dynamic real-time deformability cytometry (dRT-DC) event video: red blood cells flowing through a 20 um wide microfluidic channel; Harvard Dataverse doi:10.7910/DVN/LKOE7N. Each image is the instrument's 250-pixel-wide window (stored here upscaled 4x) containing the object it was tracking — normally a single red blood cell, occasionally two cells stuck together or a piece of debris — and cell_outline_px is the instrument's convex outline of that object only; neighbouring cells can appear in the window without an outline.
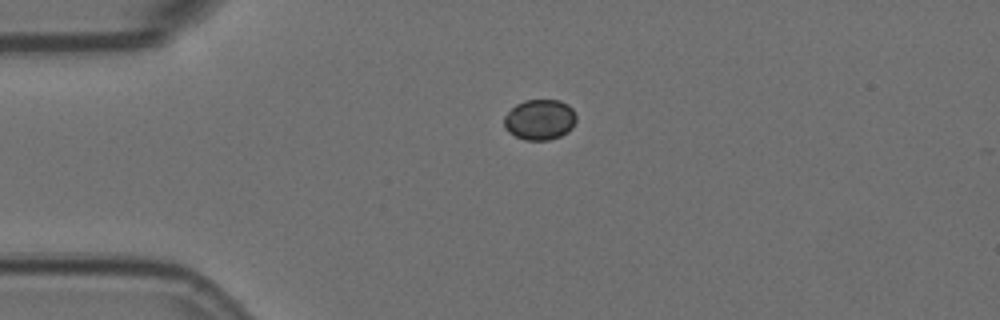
{"species": "Egyptian fruit bat (a non-hibernating species)", "species_latin": "Rousettus aegyptiacus", "temperature_condition": "room temperature", "stored_images_in_passage": 43, "camera_frame_rate_fps": 3000, "um_per_image_px": 0.085, "animal": {"sex": "female"}, "frame": {"image": 1, "passage_image": 1, "time_ms": 0.0, "image_size_px": [1000, 320], "cell_outline_px": [[576, 120], [572, 128], [568, 132], [560, 136], [548, 140], [524, 140], [508, 132], [504, 128], [504, 116], [516, 104], [524, 100], [560, 100], [568, 104], [572, 108], [576, 116]], "centroid_in_image_um": [45.88, 10.17], "position_along_channel_um": 39.1, "area_um2": 17.17}}
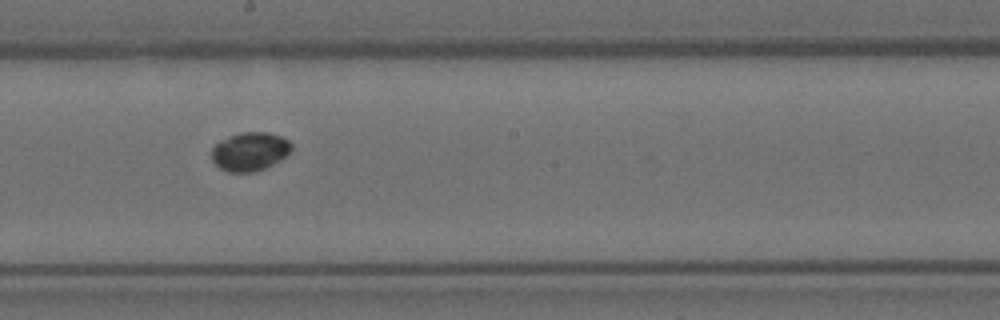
{"frame": {"image": 2, "passage_image": 19, "time_ms": 6.0, "image_size_px": [1000, 320], "cell_outline_px": [[292, 152], [280, 160], [256, 172], [228, 172], [220, 168], [212, 160], [212, 148], [220, 140], [228, 136], [240, 132], [268, 132], [280, 136], [288, 140], [292, 144]], "centroid_in_image_um": [21.25, 12.87], "position_along_channel_um": 226.9, "area_um2": 18.09}}
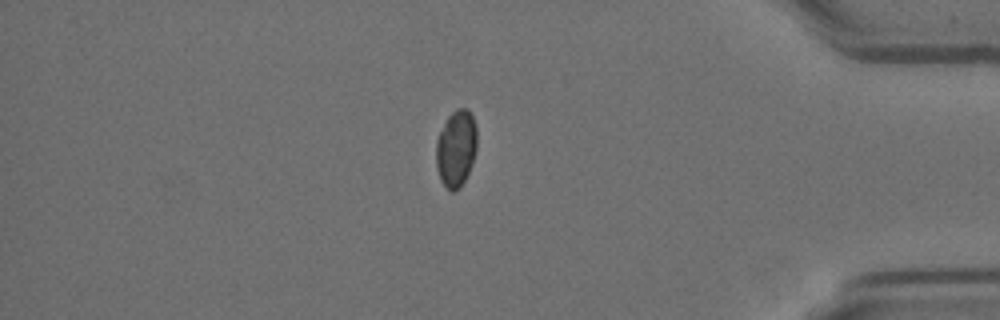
{"frame": {"image": 3, "passage_image": 36, "time_ms": 11.667, "image_size_px": [1000, 320], "cell_outline_px": [[476, 148], [468, 172], [460, 188], [452, 192], [440, 180], [436, 168], [436, 140], [448, 116], [456, 108], [468, 108], [472, 116], [476, 128]], "centroid_in_image_um": [38.75, 12.6], "position_along_channel_um": 396.5, "area_um2": 18.09}}